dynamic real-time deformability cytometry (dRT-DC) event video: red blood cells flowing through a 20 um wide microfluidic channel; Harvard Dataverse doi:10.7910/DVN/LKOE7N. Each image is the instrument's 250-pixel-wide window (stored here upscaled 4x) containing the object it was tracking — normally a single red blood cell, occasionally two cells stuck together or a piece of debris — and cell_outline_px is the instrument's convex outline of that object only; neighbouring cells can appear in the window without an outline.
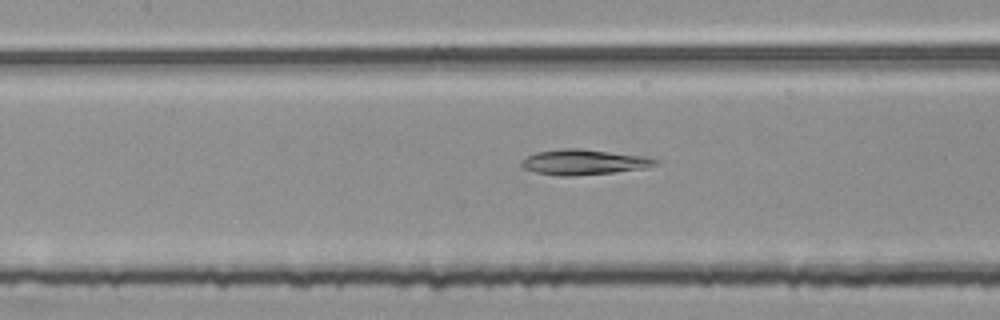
{"species": "common noctule bat (a hibernating species)", "species_latin": "Nyctalus noctula", "temperature_condition": "room temperature", "stored_images_in_passage": 53, "camera_frame_rate_fps": 3000, "um_per_image_px": 0.085, "animal": {"sex": "female", "body_mass_g": 25.1}, "frame": {"image": 1, "passage_image": 24, "time_ms": 7.667, "image_size_px": [1000, 320], "cell_outline_px": [[660, 164], [648, 168], [576, 176], [560, 176], [536, 172], [524, 168], [520, 164], [520, 160], [536, 152], [560, 148], [580, 148], [640, 156], [660, 160]], "centroid_in_image_um": [49.61, 13.78], "position_along_channel_um": 157.8, "area_um2": 19.77}}
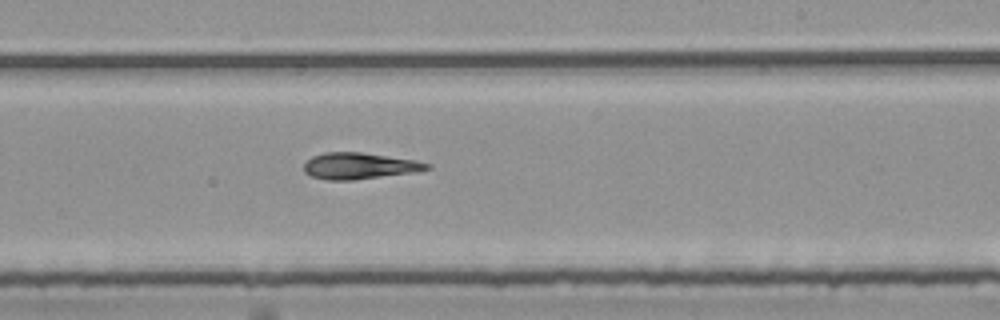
{"frame": {"image": 2, "passage_image": 32, "time_ms": 10.333, "image_size_px": [1000, 320], "cell_outline_px": [[432, 168], [412, 172], [352, 180], [324, 180], [312, 176], [304, 172], [304, 164], [312, 156], [324, 152], [360, 152], [416, 160], [432, 164]], "centroid_in_image_um": [30.53, 14.1], "position_along_channel_um": 258.5, "area_um2": 18.79}}
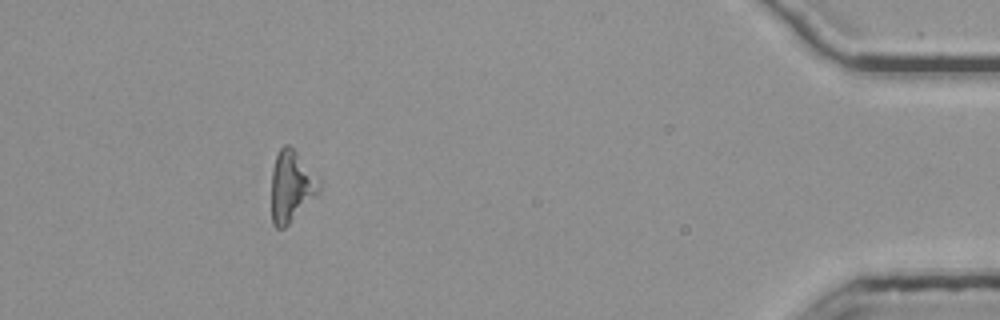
{"frame": {"image": 3, "passage_image": 49, "time_ms": 16.0, "image_size_px": [1000, 320], "cell_outline_px": [[320, 192], [284, 228], [276, 228], [272, 224], [272, 168], [276, 156], [280, 148], [284, 144], [288, 144], [296, 152], [320, 184]], "centroid_in_image_um": [24.72, 15.86], "position_along_channel_um": 410.5, "area_um2": 19.19}, "authors_computed_cell_mechanics": {"area_um2": 19.4786, "velocity_mm_per_s": 3.79, "shape_relaxation_time_tau1_ms": null, "shape_relaxation_time_tau2_ms": 5.4786, "deformation_change_tau1": null, "deformation_change_tau2": 0.1515}}